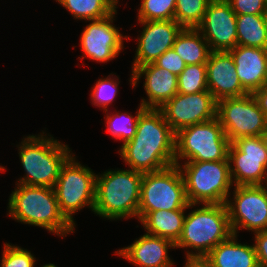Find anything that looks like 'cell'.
<instances>
[{
  "instance_id": "obj_1",
  "label": "cell",
  "mask_w": 267,
  "mask_h": 267,
  "mask_svg": "<svg viewBox=\"0 0 267 267\" xmlns=\"http://www.w3.org/2000/svg\"><path fill=\"white\" fill-rule=\"evenodd\" d=\"M176 133L159 109H146L139 117L133 138L118 152L130 169L156 172L175 165Z\"/></svg>"
},
{
  "instance_id": "obj_2",
  "label": "cell",
  "mask_w": 267,
  "mask_h": 267,
  "mask_svg": "<svg viewBox=\"0 0 267 267\" xmlns=\"http://www.w3.org/2000/svg\"><path fill=\"white\" fill-rule=\"evenodd\" d=\"M15 185L9 196L8 216L17 222L44 228L62 239L74 233L75 226L60 211L54 188Z\"/></svg>"
},
{
  "instance_id": "obj_3",
  "label": "cell",
  "mask_w": 267,
  "mask_h": 267,
  "mask_svg": "<svg viewBox=\"0 0 267 267\" xmlns=\"http://www.w3.org/2000/svg\"><path fill=\"white\" fill-rule=\"evenodd\" d=\"M143 174L130 168L97 174L94 214L110 221L138 218Z\"/></svg>"
},
{
  "instance_id": "obj_4",
  "label": "cell",
  "mask_w": 267,
  "mask_h": 267,
  "mask_svg": "<svg viewBox=\"0 0 267 267\" xmlns=\"http://www.w3.org/2000/svg\"><path fill=\"white\" fill-rule=\"evenodd\" d=\"M49 136H47V135ZM28 135L17 145L19 159L25 171L16 184L53 188L62 166L73 155L68 145L48 133Z\"/></svg>"
},
{
  "instance_id": "obj_5",
  "label": "cell",
  "mask_w": 267,
  "mask_h": 267,
  "mask_svg": "<svg viewBox=\"0 0 267 267\" xmlns=\"http://www.w3.org/2000/svg\"><path fill=\"white\" fill-rule=\"evenodd\" d=\"M197 205V209L186 214L182 233L175 243V249H187V258L205 257L233 234L226 204Z\"/></svg>"
},
{
  "instance_id": "obj_6",
  "label": "cell",
  "mask_w": 267,
  "mask_h": 267,
  "mask_svg": "<svg viewBox=\"0 0 267 267\" xmlns=\"http://www.w3.org/2000/svg\"><path fill=\"white\" fill-rule=\"evenodd\" d=\"M189 204H225L233 183L229 161H189L178 165Z\"/></svg>"
},
{
  "instance_id": "obj_7",
  "label": "cell",
  "mask_w": 267,
  "mask_h": 267,
  "mask_svg": "<svg viewBox=\"0 0 267 267\" xmlns=\"http://www.w3.org/2000/svg\"><path fill=\"white\" fill-rule=\"evenodd\" d=\"M189 204L184 180L178 165H172L156 172L143 174L140 187L138 221L156 210H178L195 208Z\"/></svg>"
},
{
  "instance_id": "obj_8",
  "label": "cell",
  "mask_w": 267,
  "mask_h": 267,
  "mask_svg": "<svg viewBox=\"0 0 267 267\" xmlns=\"http://www.w3.org/2000/svg\"><path fill=\"white\" fill-rule=\"evenodd\" d=\"M230 142L219 119L179 130L175 138V165L189 161H228Z\"/></svg>"
},
{
  "instance_id": "obj_9",
  "label": "cell",
  "mask_w": 267,
  "mask_h": 267,
  "mask_svg": "<svg viewBox=\"0 0 267 267\" xmlns=\"http://www.w3.org/2000/svg\"><path fill=\"white\" fill-rule=\"evenodd\" d=\"M73 155L62 166L54 185V191L61 213L74 226V214L83 208L94 210L96 176L88 166L78 162Z\"/></svg>"
},
{
  "instance_id": "obj_10",
  "label": "cell",
  "mask_w": 267,
  "mask_h": 267,
  "mask_svg": "<svg viewBox=\"0 0 267 267\" xmlns=\"http://www.w3.org/2000/svg\"><path fill=\"white\" fill-rule=\"evenodd\" d=\"M227 158L234 186L267 185V149L261 136L236 139Z\"/></svg>"
},
{
  "instance_id": "obj_11",
  "label": "cell",
  "mask_w": 267,
  "mask_h": 267,
  "mask_svg": "<svg viewBox=\"0 0 267 267\" xmlns=\"http://www.w3.org/2000/svg\"><path fill=\"white\" fill-rule=\"evenodd\" d=\"M229 197L225 204L233 234L267 230V185L234 186Z\"/></svg>"
},
{
  "instance_id": "obj_12",
  "label": "cell",
  "mask_w": 267,
  "mask_h": 267,
  "mask_svg": "<svg viewBox=\"0 0 267 267\" xmlns=\"http://www.w3.org/2000/svg\"><path fill=\"white\" fill-rule=\"evenodd\" d=\"M217 118L230 143L241 137L260 136L265 131V114L252 93L219 100Z\"/></svg>"
},
{
  "instance_id": "obj_13",
  "label": "cell",
  "mask_w": 267,
  "mask_h": 267,
  "mask_svg": "<svg viewBox=\"0 0 267 267\" xmlns=\"http://www.w3.org/2000/svg\"><path fill=\"white\" fill-rule=\"evenodd\" d=\"M159 110L175 133L217 117V101L207 90L193 94L177 93Z\"/></svg>"
},
{
  "instance_id": "obj_14",
  "label": "cell",
  "mask_w": 267,
  "mask_h": 267,
  "mask_svg": "<svg viewBox=\"0 0 267 267\" xmlns=\"http://www.w3.org/2000/svg\"><path fill=\"white\" fill-rule=\"evenodd\" d=\"M117 9L109 16L90 20L85 26L80 36V49L83 51L81 59L86 57L97 63H107L118 57L125 47L124 39L129 40V36L120 33L119 27H115L113 21L117 15Z\"/></svg>"
},
{
  "instance_id": "obj_15",
  "label": "cell",
  "mask_w": 267,
  "mask_h": 267,
  "mask_svg": "<svg viewBox=\"0 0 267 267\" xmlns=\"http://www.w3.org/2000/svg\"><path fill=\"white\" fill-rule=\"evenodd\" d=\"M236 14L227 0H211L196 29L211 51H230L237 45Z\"/></svg>"
},
{
  "instance_id": "obj_16",
  "label": "cell",
  "mask_w": 267,
  "mask_h": 267,
  "mask_svg": "<svg viewBox=\"0 0 267 267\" xmlns=\"http://www.w3.org/2000/svg\"><path fill=\"white\" fill-rule=\"evenodd\" d=\"M142 27L137 36V48L132 71L139 66L155 62L164 52L171 49L183 27L175 20L138 21Z\"/></svg>"
},
{
  "instance_id": "obj_17",
  "label": "cell",
  "mask_w": 267,
  "mask_h": 267,
  "mask_svg": "<svg viewBox=\"0 0 267 267\" xmlns=\"http://www.w3.org/2000/svg\"><path fill=\"white\" fill-rule=\"evenodd\" d=\"M131 86L135 88L141 77L145 79L143 86L147 98L141 99L146 109H159L178 93V76L154 63L139 66L131 72Z\"/></svg>"
},
{
  "instance_id": "obj_18",
  "label": "cell",
  "mask_w": 267,
  "mask_h": 267,
  "mask_svg": "<svg viewBox=\"0 0 267 267\" xmlns=\"http://www.w3.org/2000/svg\"><path fill=\"white\" fill-rule=\"evenodd\" d=\"M206 68L207 87L217 102L248 94L240 83L233 57L228 51H211Z\"/></svg>"
},
{
  "instance_id": "obj_19",
  "label": "cell",
  "mask_w": 267,
  "mask_h": 267,
  "mask_svg": "<svg viewBox=\"0 0 267 267\" xmlns=\"http://www.w3.org/2000/svg\"><path fill=\"white\" fill-rule=\"evenodd\" d=\"M171 248L175 249L171 240L144 233L114 253L137 267H172L174 261L168 255Z\"/></svg>"
},
{
  "instance_id": "obj_20",
  "label": "cell",
  "mask_w": 267,
  "mask_h": 267,
  "mask_svg": "<svg viewBox=\"0 0 267 267\" xmlns=\"http://www.w3.org/2000/svg\"><path fill=\"white\" fill-rule=\"evenodd\" d=\"M228 52L233 57L240 83L248 93L265 86L267 49L236 45Z\"/></svg>"
},
{
  "instance_id": "obj_21",
  "label": "cell",
  "mask_w": 267,
  "mask_h": 267,
  "mask_svg": "<svg viewBox=\"0 0 267 267\" xmlns=\"http://www.w3.org/2000/svg\"><path fill=\"white\" fill-rule=\"evenodd\" d=\"M237 236L232 234L204 257L212 267H259L254 246L239 243Z\"/></svg>"
},
{
  "instance_id": "obj_22",
  "label": "cell",
  "mask_w": 267,
  "mask_h": 267,
  "mask_svg": "<svg viewBox=\"0 0 267 267\" xmlns=\"http://www.w3.org/2000/svg\"><path fill=\"white\" fill-rule=\"evenodd\" d=\"M186 210H156L149 212L140 223L145 233L166 238L175 244L182 233Z\"/></svg>"
},
{
  "instance_id": "obj_23",
  "label": "cell",
  "mask_w": 267,
  "mask_h": 267,
  "mask_svg": "<svg viewBox=\"0 0 267 267\" xmlns=\"http://www.w3.org/2000/svg\"><path fill=\"white\" fill-rule=\"evenodd\" d=\"M172 48L186 65L206 64L211 52L208 42L196 28H183Z\"/></svg>"
},
{
  "instance_id": "obj_24",
  "label": "cell",
  "mask_w": 267,
  "mask_h": 267,
  "mask_svg": "<svg viewBox=\"0 0 267 267\" xmlns=\"http://www.w3.org/2000/svg\"><path fill=\"white\" fill-rule=\"evenodd\" d=\"M237 45L267 49L263 15L236 16Z\"/></svg>"
},
{
  "instance_id": "obj_25",
  "label": "cell",
  "mask_w": 267,
  "mask_h": 267,
  "mask_svg": "<svg viewBox=\"0 0 267 267\" xmlns=\"http://www.w3.org/2000/svg\"><path fill=\"white\" fill-rule=\"evenodd\" d=\"M71 13L75 20H98L112 14L118 7L114 0H55Z\"/></svg>"
},
{
  "instance_id": "obj_26",
  "label": "cell",
  "mask_w": 267,
  "mask_h": 267,
  "mask_svg": "<svg viewBox=\"0 0 267 267\" xmlns=\"http://www.w3.org/2000/svg\"><path fill=\"white\" fill-rule=\"evenodd\" d=\"M139 109L135 112L136 115L132 116L129 112L121 113L115 111V113L108 114L106 112L105 120L107 133H110L112 138L123 141L122 145L130 141L136 133L137 123L140 115L146 110V108L140 103Z\"/></svg>"
},
{
  "instance_id": "obj_27",
  "label": "cell",
  "mask_w": 267,
  "mask_h": 267,
  "mask_svg": "<svg viewBox=\"0 0 267 267\" xmlns=\"http://www.w3.org/2000/svg\"><path fill=\"white\" fill-rule=\"evenodd\" d=\"M211 0H176L174 20L183 28H196Z\"/></svg>"
},
{
  "instance_id": "obj_28",
  "label": "cell",
  "mask_w": 267,
  "mask_h": 267,
  "mask_svg": "<svg viewBox=\"0 0 267 267\" xmlns=\"http://www.w3.org/2000/svg\"><path fill=\"white\" fill-rule=\"evenodd\" d=\"M178 93L193 94L207 91V68L206 64L186 65L178 75Z\"/></svg>"
},
{
  "instance_id": "obj_29",
  "label": "cell",
  "mask_w": 267,
  "mask_h": 267,
  "mask_svg": "<svg viewBox=\"0 0 267 267\" xmlns=\"http://www.w3.org/2000/svg\"><path fill=\"white\" fill-rule=\"evenodd\" d=\"M176 0H141L137 21L174 20Z\"/></svg>"
},
{
  "instance_id": "obj_30",
  "label": "cell",
  "mask_w": 267,
  "mask_h": 267,
  "mask_svg": "<svg viewBox=\"0 0 267 267\" xmlns=\"http://www.w3.org/2000/svg\"><path fill=\"white\" fill-rule=\"evenodd\" d=\"M113 76L114 74L110 73L107 77L96 81L90 94L91 104L98 106L104 111H107L108 106L114 102L118 93L119 76Z\"/></svg>"
},
{
  "instance_id": "obj_31",
  "label": "cell",
  "mask_w": 267,
  "mask_h": 267,
  "mask_svg": "<svg viewBox=\"0 0 267 267\" xmlns=\"http://www.w3.org/2000/svg\"><path fill=\"white\" fill-rule=\"evenodd\" d=\"M0 267H35L36 257L28 249L4 243Z\"/></svg>"
},
{
  "instance_id": "obj_32",
  "label": "cell",
  "mask_w": 267,
  "mask_h": 267,
  "mask_svg": "<svg viewBox=\"0 0 267 267\" xmlns=\"http://www.w3.org/2000/svg\"><path fill=\"white\" fill-rule=\"evenodd\" d=\"M236 15H263L267 0H227Z\"/></svg>"
},
{
  "instance_id": "obj_33",
  "label": "cell",
  "mask_w": 267,
  "mask_h": 267,
  "mask_svg": "<svg viewBox=\"0 0 267 267\" xmlns=\"http://www.w3.org/2000/svg\"><path fill=\"white\" fill-rule=\"evenodd\" d=\"M153 63L160 68L167 69L177 76L186 66L183 59L174 51L173 48L168 49Z\"/></svg>"
},
{
  "instance_id": "obj_34",
  "label": "cell",
  "mask_w": 267,
  "mask_h": 267,
  "mask_svg": "<svg viewBox=\"0 0 267 267\" xmlns=\"http://www.w3.org/2000/svg\"><path fill=\"white\" fill-rule=\"evenodd\" d=\"M254 249L259 267H267V230L254 233Z\"/></svg>"
},
{
  "instance_id": "obj_35",
  "label": "cell",
  "mask_w": 267,
  "mask_h": 267,
  "mask_svg": "<svg viewBox=\"0 0 267 267\" xmlns=\"http://www.w3.org/2000/svg\"><path fill=\"white\" fill-rule=\"evenodd\" d=\"M252 95L256 99L260 109L267 115V87L263 86L255 90Z\"/></svg>"
},
{
  "instance_id": "obj_36",
  "label": "cell",
  "mask_w": 267,
  "mask_h": 267,
  "mask_svg": "<svg viewBox=\"0 0 267 267\" xmlns=\"http://www.w3.org/2000/svg\"><path fill=\"white\" fill-rule=\"evenodd\" d=\"M183 267H212L204 257H186Z\"/></svg>"
},
{
  "instance_id": "obj_37",
  "label": "cell",
  "mask_w": 267,
  "mask_h": 267,
  "mask_svg": "<svg viewBox=\"0 0 267 267\" xmlns=\"http://www.w3.org/2000/svg\"><path fill=\"white\" fill-rule=\"evenodd\" d=\"M261 138H262V141L264 143V146L266 147L267 149V131H264L261 135Z\"/></svg>"
},
{
  "instance_id": "obj_38",
  "label": "cell",
  "mask_w": 267,
  "mask_h": 267,
  "mask_svg": "<svg viewBox=\"0 0 267 267\" xmlns=\"http://www.w3.org/2000/svg\"><path fill=\"white\" fill-rule=\"evenodd\" d=\"M263 18H264V25H265V29H266V33H267V9H266L265 13L263 14Z\"/></svg>"
},
{
  "instance_id": "obj_39",
  "label": "cell",
  "mask_w": 267,
  "mask_h": 267,
  "mask_svg": "<svg viewBox=\"0 0 267 267\" xmlns=\"http://www.w3.org/2000/svg\"><path fill=\"white\" fill-rule=\"evenodd\" d=\"M41 267H58L57 265H55L54 263H49V264H44L43 266Z\"/></svg>"
},
{
  "instance_id": "obj_40",
  "label": "cell",
  "mask_w": 267,
  "mask_h": 267,
  "mask_svg": "<svg viewBox=\"0 0 267 267\" xmlns=\"http://www.w3.org/2000/svg\"><path fill=\"white\" fill-rule=\"evenodd\" d=\"M265 131H267V115H265Z\"/></svg>"
},
{
  "instance_id": "obj_41",
  "label": "cell",
  "mask_w": 267,
  "mask_h": 267,
  "mask_svg": "<svg viewBox=\"0 0 267 267\" xmlns=\"http://www.w3.org/2000/svg\"><path fill=\"white\" fill-rule=\"evenodd\" d=\"M4 170H6V168L3 167L2 165H0V172L2 173V172H4Z\"/></svg>"
}]
</instances>
